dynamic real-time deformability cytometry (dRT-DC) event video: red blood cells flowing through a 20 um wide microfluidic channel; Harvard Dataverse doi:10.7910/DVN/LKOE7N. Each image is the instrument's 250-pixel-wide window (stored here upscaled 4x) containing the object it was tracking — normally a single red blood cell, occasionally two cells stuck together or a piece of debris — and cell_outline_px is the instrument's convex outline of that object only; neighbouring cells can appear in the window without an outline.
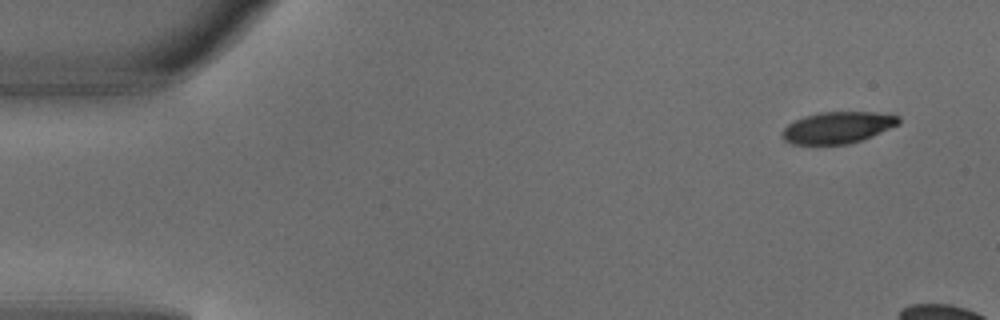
{"species": "common noctule bat (a hibernating species)", "species_latin": "Nyctalus noctula", "temperature_condition": "warm", "stored_images_in_passage": 3, "camera_frame_rate_fps": 3000, "um_per_image_px": 0.085, "animal": {"sex": "male", "body_mass_g": 18.8}, "frame": {"image": 1, "passage_image": 1, "time_ms": 0.0, "image_size_px": [1000, 320], "cell_outline_px": [[900, 124], [872, 136], [848, 144], [792, 144], [784, 140], [780, 136], [780, 132], [788, 124], [804, 116], [820, 112], [876, 112], [900, 116]], "centroid_in_image_um": [71.19, 10.84], "position_along_channel_um": 13.8, "area_um2": 21.5}}